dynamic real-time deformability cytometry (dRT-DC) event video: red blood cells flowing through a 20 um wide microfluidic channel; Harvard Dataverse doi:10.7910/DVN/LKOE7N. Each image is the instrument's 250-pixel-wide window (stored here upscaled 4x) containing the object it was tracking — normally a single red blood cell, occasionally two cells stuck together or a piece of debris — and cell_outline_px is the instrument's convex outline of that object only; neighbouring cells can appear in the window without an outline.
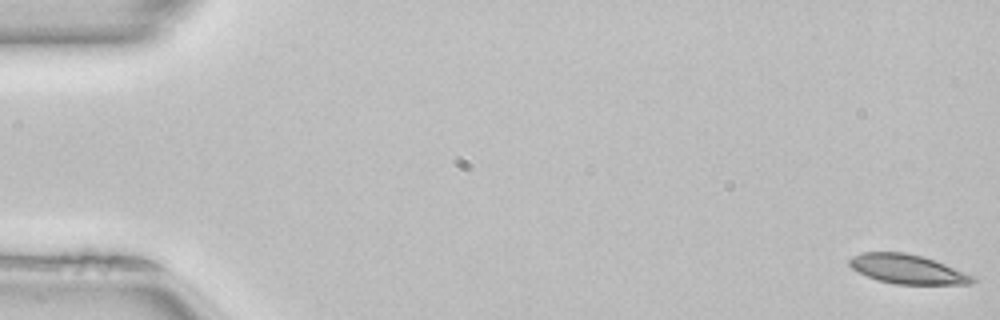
{"species": "common noctule bat (a hibernating species)", "species_latin": "Nyctalus noctula", "temperature_condition": "room temperature", "stored_images_in_passage": 51, "camera_frame_rate_fps": 3000, "um_per_image_px": 0.085, "animal": {"sex": "female", "body_mass_g": 22.7, "forearm_length_mm": 54.2}, "frame": {"image": 1, "passage_image": 1, "time_ms": 0.0, "image_size_px": [1000, 320], "cell_outline_px": [[976, 280], [968, 284], [896, 284], [876, 280], [852, 268], [848, 264], [848, 260], [852, 256], [864, 252], [904, 252], [920, 256], [944, 264], [976, 276]], "centroid_in_image_um": [77.12, 22.88], "position_along_channel_um": 7.9, "area_um2": 20.81}}
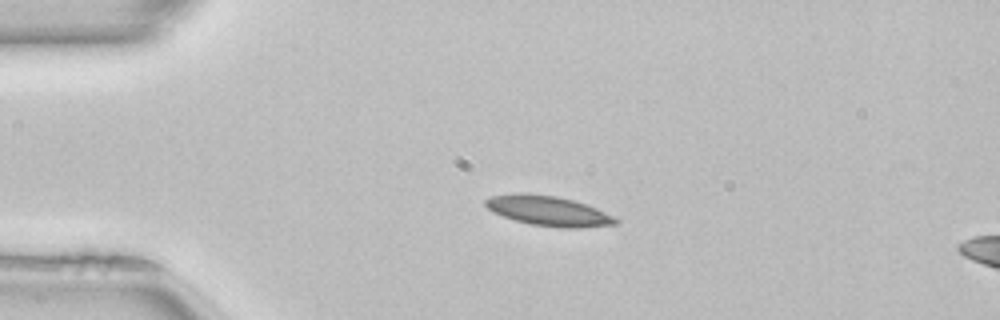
{"frame": {"image": 2, "passage_image": 12, "time_ms": 3.667, "image_size_px": [1000, 320], "cell_outline_px": [[620, 224], [580, 228], [560, 228], [532, 224], [516, 220], [492, 212], [484, 204], [484, 200], [492, 196], [520, 192], [524, 192], [556, 196], [572, 200], [596, 208], [620, 220]], "centroid_in_image_um": [46.62, 17.92], "position_along_channel_um": 38.4, "area_um2": 22.66}}
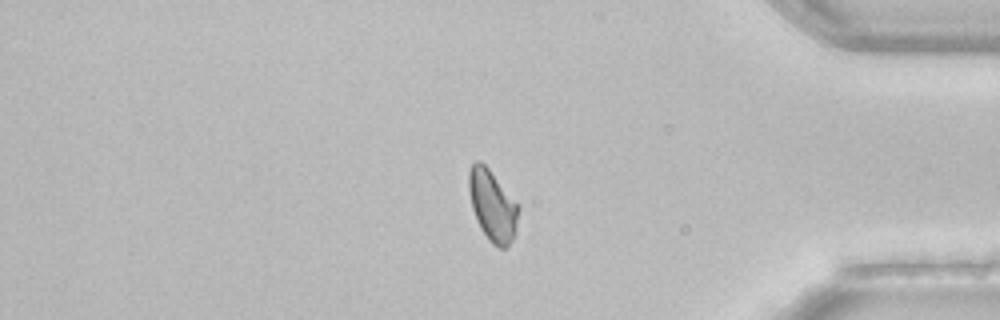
{"frame": {"image": 3, "passage_image": 43, "time_ms": 14.0, "image_size_px": [1000, 320], "cell_outline_px": [[520, 208], [512, 240], [504, 248], [500, 248], [492, 244], [488, 240], [480, 228], [472, 208], [468, 188], [468, 172], [472, 164], [476, 160], [480, 160], [488, 168], [520, 204]], "centroid_in_image_um": [41.86, 17.45], "position_along_channel_um": 393.3, "area_um2": 20.63}, "authors_computed_cell_mechanics": {"area_um2": 21.0392, "velocity_mm_per_s": 4.0225, "shape_relaxation_time_tau1_ms": 4.6088, "shape_relaxation_time_tau2_ms": 6.1099, "deformation_change_tau1": 0.118, "deformation_change_tau2": 0.1029}}